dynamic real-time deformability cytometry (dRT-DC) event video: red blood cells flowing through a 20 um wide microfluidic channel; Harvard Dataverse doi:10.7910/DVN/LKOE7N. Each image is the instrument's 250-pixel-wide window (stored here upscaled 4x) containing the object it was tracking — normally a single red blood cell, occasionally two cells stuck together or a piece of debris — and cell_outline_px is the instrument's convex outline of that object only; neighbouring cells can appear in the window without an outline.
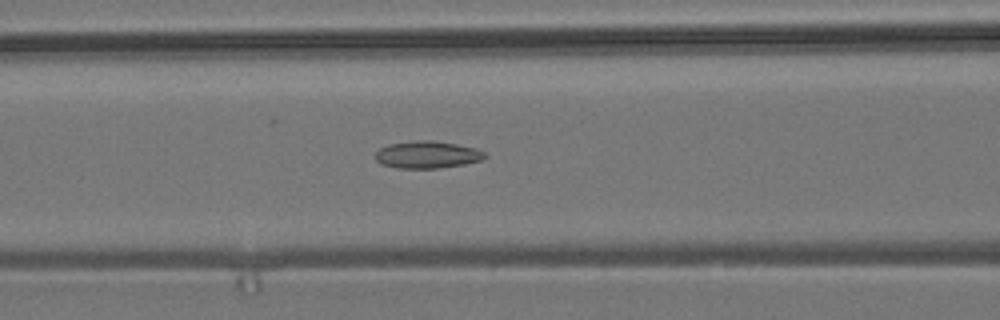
{"species": "common noctule bat (a hibernating species)", "species_latin": "Nyctalus noctula", "temperature_condition": "room temperature", "stored_images_in_passage": 56, "camera_frame_rate_fps": 3000, "um_per_image_px": 0.085, "animal": {"sex": "male", "body_mass_g": 19.2, "forearm_length_mm": 51.8}, "frame": {"image": 1, "passage_image": 23, "time_ms": 7.333, "image_size_px": [1000, 320], "cell_outline_px": [[488, 156], [480, 160], [464, 164], [436, 168], [396, 168], [380, 164], [376, 160], [376, 152], [380, 148], [388, 144], [416, 140], [432, 140], [456, 144], [476, 148], [484, 152]], "centroid_in_image_um": [36.29, 13.14], "position_along_channel_um": 130.3, "area_um2": 17.34}}
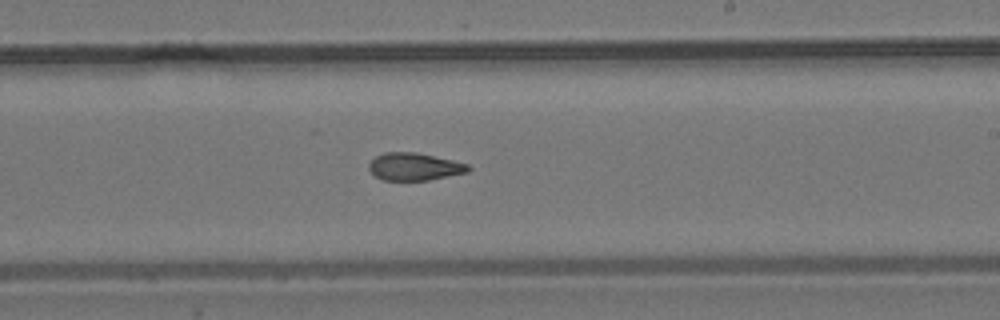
{"frame": {"image": 2, "passage_image": 33, "time_ms": 10.667, "image_size_px": [1000, 320], "cell_outline_px": [[472, 168], [468, 172], [428, 180], [384, 180], [376, 176], [368, 168], [368, 164], [376, 156], [384, 152], [416, 152], [452, 160], [468, 164]], "centroid_in_image_um": [35.23, 14.16], "position_along_channel_um": 253.8, "area_um2": 15.84}}
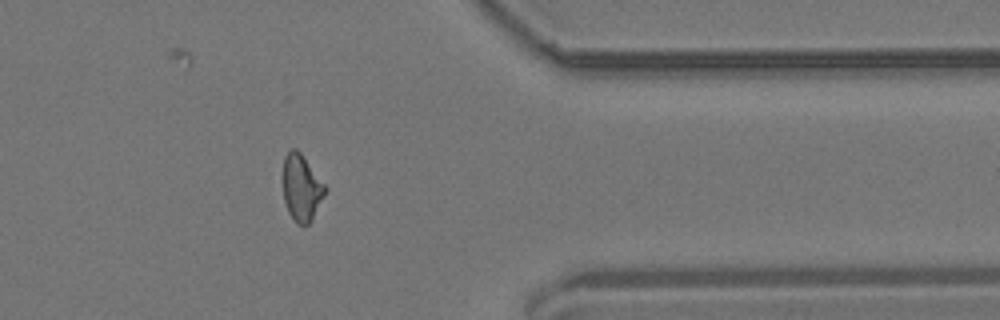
{"frame": {"image": 3, "passage_image": 45, "time_ms": 14.667, "image_size_px": [1000, 320], "cell_outline_px": [[324, 192], [312, 220], [308, 224], [296, 224], [288, 212], [284, 200], [280, 176], [284, 156], [292, 148], [296, 148], [300, 152], [324, 184]], "centroid_in_image_um": [25.54, 15.93], "position_along_channel_um": 385.9, "area_um2": 16.36}, "authors_computed_cell_mechanics": {"area_um2": 16.8198, "velocity_mm_per_s": 3.7078, "shape_relaxation_time_tau1_ms": null, "shape_relaxation_time_tau2_ms": 3.2501, "deformation_change_tau1": null, "deformation_change_tau2": 0.1019}}